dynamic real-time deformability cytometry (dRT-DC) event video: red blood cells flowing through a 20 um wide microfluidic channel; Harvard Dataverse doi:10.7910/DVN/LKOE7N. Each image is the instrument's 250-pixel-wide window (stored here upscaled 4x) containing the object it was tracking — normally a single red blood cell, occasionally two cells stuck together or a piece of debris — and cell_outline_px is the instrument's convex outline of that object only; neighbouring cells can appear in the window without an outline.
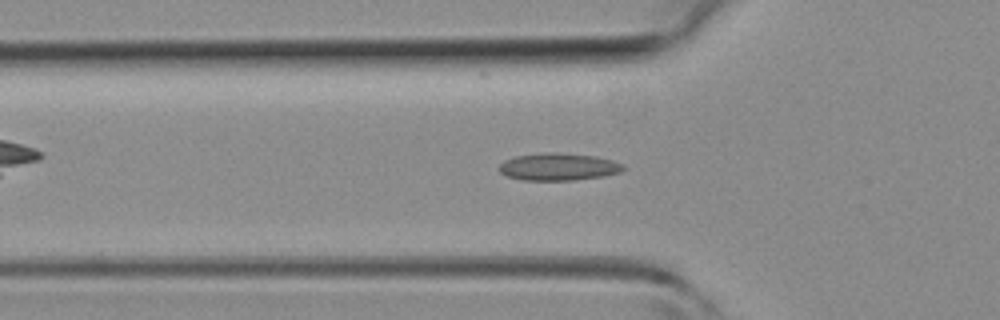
{"species": "common noctule bat (a hibernating species)", "species_latin": "Nyctalus noctula", "temperature_condition": "room temperature", "stored_images_in_passage": 40, "camera_frame_rate_fps": 3000, "um_per_image_px": 0.085, "animal": {"sex": "female", "body_mass_g": 19.3, "forearm_length_mm": 54.1}, "frame": {"image": 1, "passage_image": 9, "time_ms": 2.667, "image_size_px": [1000, 320], "cell_outline_px": [[624, 168], [620, 172], [604, 176], [572, 180], [524, 180], [508, 176], [500, 172], [500, 164], [504, 160], [516, 156], [548, 152], [552, 152], [596, 156], [612, 160], [624, 164]], "centroid_in_image_um": [47.49, 14.17], "position_along_channel_um": 78.3, "area_um2": 19.59}}
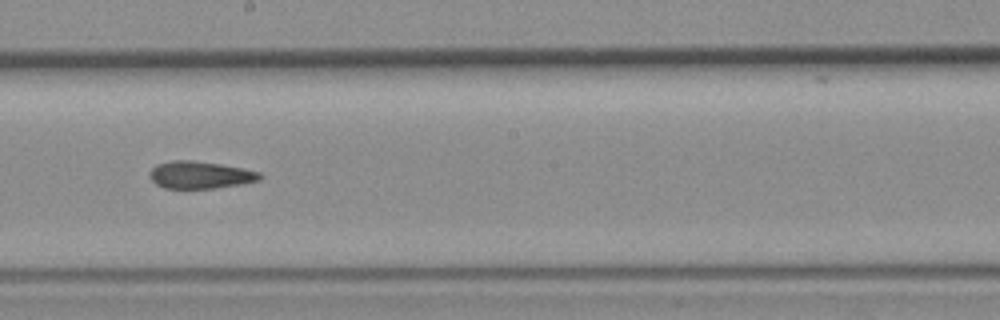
{"frame": {"image": 2, "passage_image": 19, "time_ms": 6.0, "image_size_px": [1000, 320], "cell_outline_px": [[260, 180], [240, 184], [216, 188], [164, 188], [156, 184], [148, 176], [148, 172], [156, 164], [172, 160], [192, 160], [220, 164], [260, 172]], "centroid_in_image_um": [16.95, 14.86], "position_along_channel_um": 231.3, "area_um2": 17.46}}
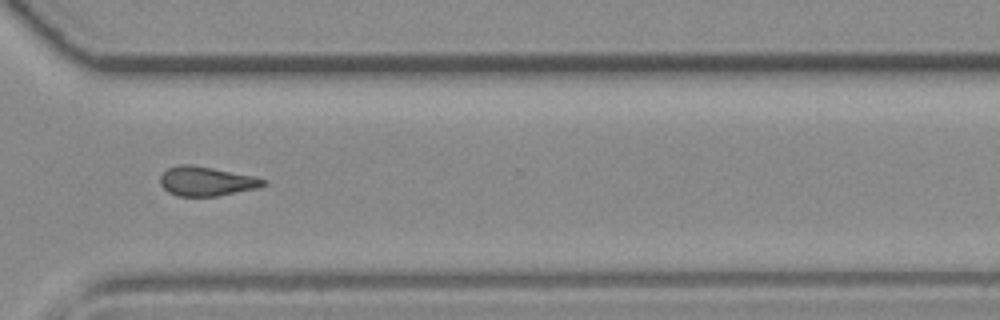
{"frame": {"image": 3, "passage_image": 27, "time_ms": 8.667, "image_size_px": [1000, 320], "cell_outline_px": [[268, 184], [260, 188], [216, 196], [176, 196], [168, 192], [160, 184], [160, 176], [168, 168], [180, 164], [192, 164], [252, 176], [268, 180]], "centroid_in_image_um": [17.56, 15.41], "position_along_channel_um": 353.0, "area_um2": 17.69}}